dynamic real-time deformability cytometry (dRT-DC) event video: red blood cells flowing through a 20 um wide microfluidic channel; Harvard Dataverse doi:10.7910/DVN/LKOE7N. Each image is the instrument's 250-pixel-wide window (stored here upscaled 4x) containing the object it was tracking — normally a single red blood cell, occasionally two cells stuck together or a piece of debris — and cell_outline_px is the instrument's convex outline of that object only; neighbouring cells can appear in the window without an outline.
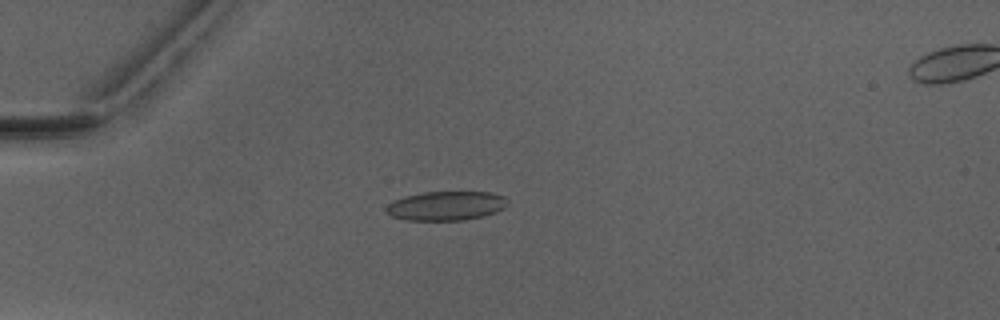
{"species": "Egyptian fruit bat (a non-hibernating species)", "species_latin": "Rousettus aegyptiacus", "temperature_condition": "warm", "stored_images_in_passage": 7, "camera_frame_rate_fps": 3000, "um_per_image_px": 0.085, "animal": {"sex": "male"}, "frame": {"image": 1, "passage_image": 5, "time_ms": 4.667, "image_size_px": [1000, 320], "cell_outline_px": [[508, 204], [504, 208], [496, 212], [484, 216], [464, 220], [404, 220], [392, 216], [384, 212], [384, 208], [392, 200], [404, 196], [424, 192], [492, 192], [504, 196], [508, 200]], "centroid_in_image_um": [37.9, 17.49], "position_along_channel_um": 47.1, "area_um2": 20.92}}
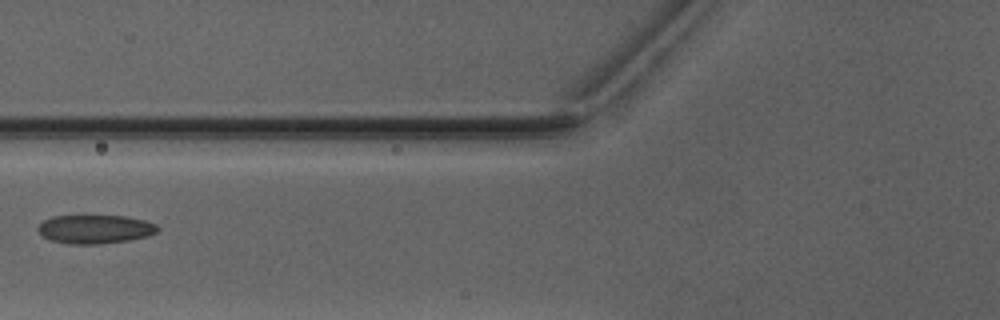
{"frame": {"image": 2, "passage_image": 7, "time_ms": 7.0, "image_size_px": [1000, 320], "cell_outline_px": [[160, 228], [156, 232], [148, 236], [128, 240], [100, 244], [68, 244], [48, 240], [40, 236], [36, 228], [44, 220], [52, 216], [124, 216], [144, 220], [156, 224]], "centroid_in_image_um": [8.03, 19.49], "position_along_channel_um": 117.8, "area_um2": 20.17}}